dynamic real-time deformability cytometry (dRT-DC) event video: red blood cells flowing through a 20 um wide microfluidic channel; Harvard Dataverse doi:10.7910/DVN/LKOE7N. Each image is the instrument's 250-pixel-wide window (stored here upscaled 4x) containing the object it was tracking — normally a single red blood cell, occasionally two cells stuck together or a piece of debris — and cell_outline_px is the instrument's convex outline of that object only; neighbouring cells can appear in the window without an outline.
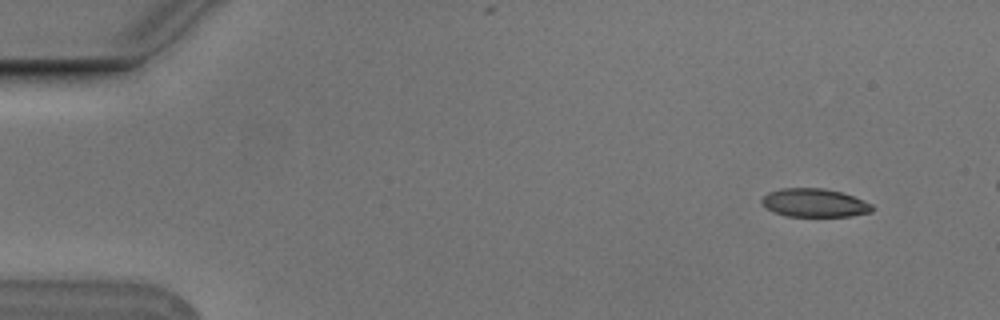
{"species": "Egyptian fruit bat (a non-hibernating species)", "species_latin": "Rousettus aegyptiacus", "temperature_condition": "cold", "stored_images_in_passage": 6, "camera_frame_rate_fps": 3000, "um_per_image_px": 0.085, "animal": {"sex": "male"}, "frame": {"image": 1, "passage_image": 2, "time_ms": 0.333, "image_size_px": [1000, 320], "cell_outline_px": [[872, 212], [848, 216], [784, 216], [768, 208], [760, 200], [768, 192], [780, 188], [824, 188], [840, 192], [852, 196], [872, 204]], "centroid_in_image_um": [69.22, 17.23], "position_along_channel_um": 15.8, "area_um2": 18.03}}